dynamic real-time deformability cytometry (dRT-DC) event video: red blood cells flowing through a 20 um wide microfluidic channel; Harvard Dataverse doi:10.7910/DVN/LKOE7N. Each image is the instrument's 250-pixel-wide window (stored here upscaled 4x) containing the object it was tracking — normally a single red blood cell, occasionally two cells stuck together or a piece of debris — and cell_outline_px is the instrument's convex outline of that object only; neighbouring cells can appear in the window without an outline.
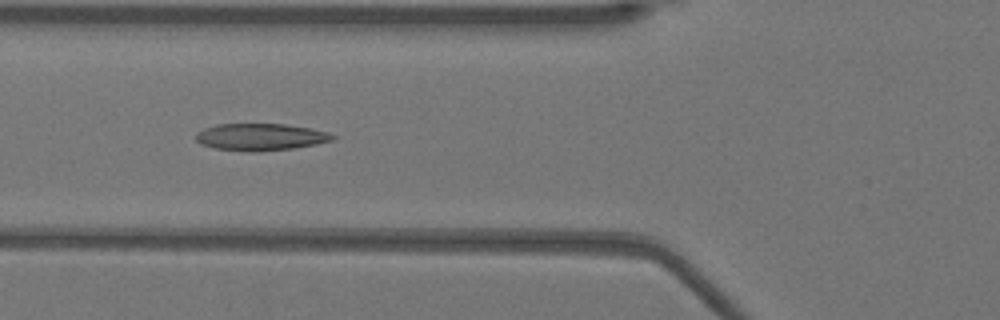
{"species": "Egyptian fruit bat (a non-hibernating species)", "species_latin": "Rousettus aegyptiacus", "temperature_condition": "warm", "stored_images_in_passage": 49, "camera_frame_rate_fps": 3000, "um_per_image_px": 0.085, "animal": {"sex": "female"}, "frame": {"image": 1, "passage_image": 17, "time_ms": 5.333, "image_size_px": [1000, 320], "cell_outline_px": [[336, 136], [332, 140], [316, 144], [296, 148], [260, 152], [252, 152], [216, 148], [200, 144], [196, 140], [196, 132], [204, 128], [216, 124], [284, 124], [312, 128], [328, 132]], "centroid_in_image_um": [22.15, 11.64], "position_along_channel_um": 103.7, "area_um2": 21.68}}
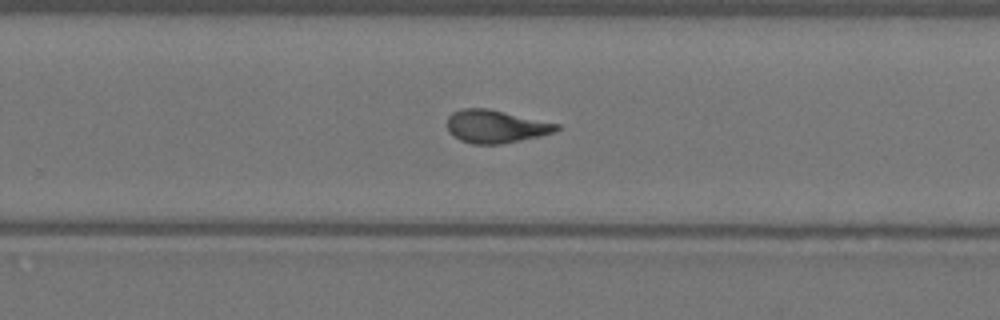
{"frame": {"image": 2, "passage_image": 31, "time_ms": 10.0, "image_size_px": [1000, 320], "cell_outline_px": [[560, 128], [556, 132], [540, 136], [500, 144], [472, 144], [460, 140], [452, 136], [448, 132], [448, 116], [452, 112], [464, 108], [488, 108], [560, 124]], "centroid_in_image_um": [42.13, 10.75], "position_along_channel_um": 287.7, "area_um2": 21.1}}
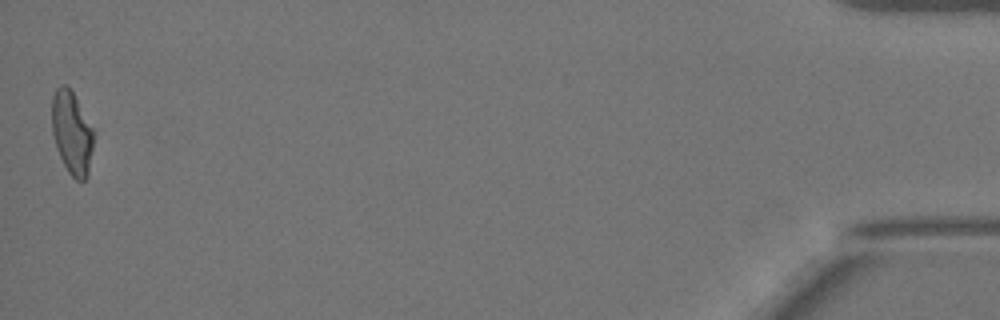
{"frame": {"image": 3, "passage_image": 49, "time_ms": 16.0, "image_size_px": [1000, 320], "cell_outline_px": [[92, 148], [88, 176], [84, 180], [76, 180], [68, 172], [56, 148], [52, 132], [52, 96], [56, 88], [60, 84], [64, 84], [72, 92], [92, 128]], "centroid_in_image_um": [6.08, 11.3], "position_along_channel_um": 429.1, "area_um2": 19.77}, "authors_computed_cell_mechanics": {"area_um2": 21.097, "velocity_mm_per_s": 3.9429, "shape_relaxation_time_tau1_ms": null, "shape_relaxation_time_tau2_ms": 1.7797, "deformation_change_tau1": null, "deformation_change_tau2": 0.0953}}